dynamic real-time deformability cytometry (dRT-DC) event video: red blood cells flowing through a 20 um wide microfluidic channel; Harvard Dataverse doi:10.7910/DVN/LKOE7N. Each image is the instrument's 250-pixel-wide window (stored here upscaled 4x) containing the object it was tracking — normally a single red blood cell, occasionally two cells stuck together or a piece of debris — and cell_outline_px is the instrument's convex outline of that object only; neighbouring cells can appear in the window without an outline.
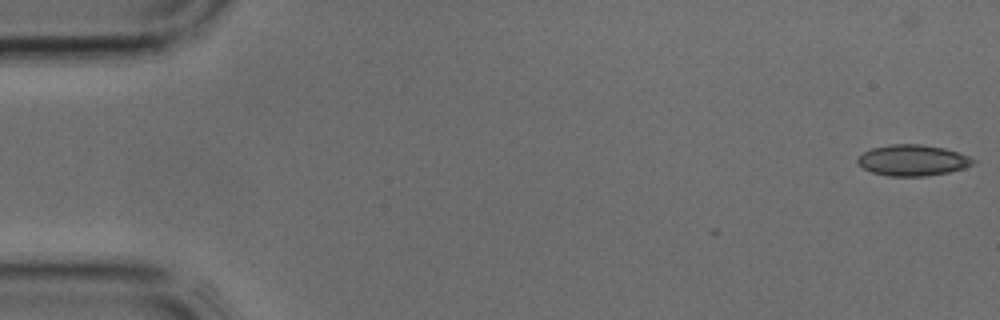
{"species": "common noctule bat (a hibernating species)", "species_latin": "Nyctalus noctula", "temperature_condition": "cold", "stored_images_in_passage": 4, "camera_frame_rate_fps": 3000, "um_per_image_px": 0.085, "animal": {"sex": "male", "body_mass_g": 17.9, "forearm_length_mm": 54.2}, "frame": {"image": 1, "passage_image": 1, "time_ms": 0.0, "image_size_px": [1000, 320], "cell_outline_px": [[976, 160], [972, 164], [964, 168], [948, 172], [924, 176], [888, 176], [872, 172], [864, 168], [856, 160], [864, 152], [872, 148], [892, 144], [920, 144], [944, 148], [968, 156]], "centroid_in_image_um": [77.57, 13.62], "position_along_channel_um": 7.4, "area_um2": 20.58}}
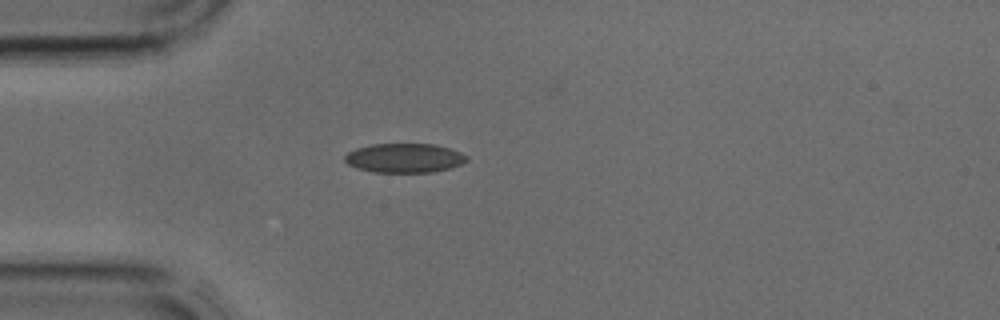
{"frame": {"image": 2, "passage_image": 4, "time_ms": 1.0, "image_size_px": [1000, 320], "cell_outline_px": [[468, 160], [452, 168], [432, 172], [372, 172], [356, 168], [348, 164], [344, 160], [344, 156], [348, 152], [356, 148], [372, 144], [436, 144], [460, 152], [468, 156]], "centroid_in_image_um": [34.37, 13.43], "position_along_channel_um": 50.6, "area_um2": 20.87}}